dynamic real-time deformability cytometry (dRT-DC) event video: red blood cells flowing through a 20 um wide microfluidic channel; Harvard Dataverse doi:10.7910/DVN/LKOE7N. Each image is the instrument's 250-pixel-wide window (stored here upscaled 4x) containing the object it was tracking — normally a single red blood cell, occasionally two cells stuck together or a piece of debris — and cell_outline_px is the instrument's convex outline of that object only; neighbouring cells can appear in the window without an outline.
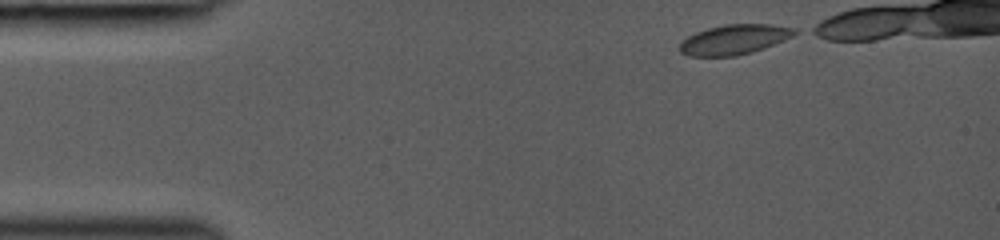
{"species": "common noctule bat (a hibernating species)", "species_latin": "Nyctalus noctula", "temperature_condition": "room temperature", "stored_images_in_passage": 34, "camera_frame_rate_fps": 3000, "um_per_image_px": 0.085, "animal": {"sex": "female", "body_mass_g": 19.0, "forearm_length_mm": 53.3}, "frame": {"image": 1, "passage_image": 1, "time_ms": 0.0, "image_size_px": [1000, 240], "cell_outline_px": [[800, 32], [784, 40], [764, 48], [752, 52], [736, 56], [688, 56], [680, 52], [680, 44], [688, 36], [696, 32], [708, 28], [724, 24], [772, 24], [796, 28]], "centroid_in_image_um": [62.44, 3.35], "position_along_channel_um": 22.6, "area_um2": 20.06}}
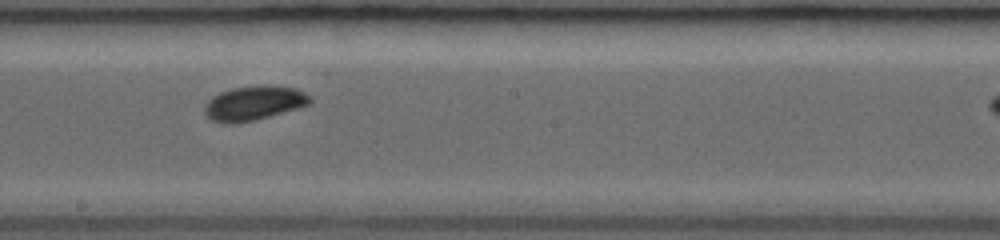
{"frame": {"image": 2, "passage_image": 20, "time_ms": 6.333, "image_size_px": [1000, 240], "cell_outline_px": [[312, 100], [308, 104], [296, 108], [256, 120], [232, 124], [220, 124], [212, 120], [204, 112], [204, 104], [212, 96], [220, 92], [232, 88], [296, 88], [312, 96]], "centroid_in_image_um": [21.51, 8.82], "position_along_channel_um": 226.7, "area_um2": 20.4}}
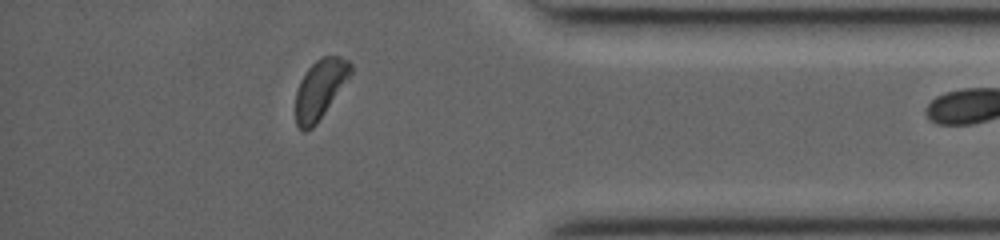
{"frame": {"image": 3, "passage_image": 33, "time_ms": 10.667, "image_size_px": [1000, 240], "cell_outline_px": [[352, 72], [316, 124], [312, 128], [304, 132], [296, 124], [296, 92], [300, 80], [308, 68], [316, 60], [324, 56], [340, 56], [348, 60], [352, 64]], "centroid_in_image_um": [27.19, 7.56], "position_along_channel_um": 408.0, "area_um2": 18.61}}